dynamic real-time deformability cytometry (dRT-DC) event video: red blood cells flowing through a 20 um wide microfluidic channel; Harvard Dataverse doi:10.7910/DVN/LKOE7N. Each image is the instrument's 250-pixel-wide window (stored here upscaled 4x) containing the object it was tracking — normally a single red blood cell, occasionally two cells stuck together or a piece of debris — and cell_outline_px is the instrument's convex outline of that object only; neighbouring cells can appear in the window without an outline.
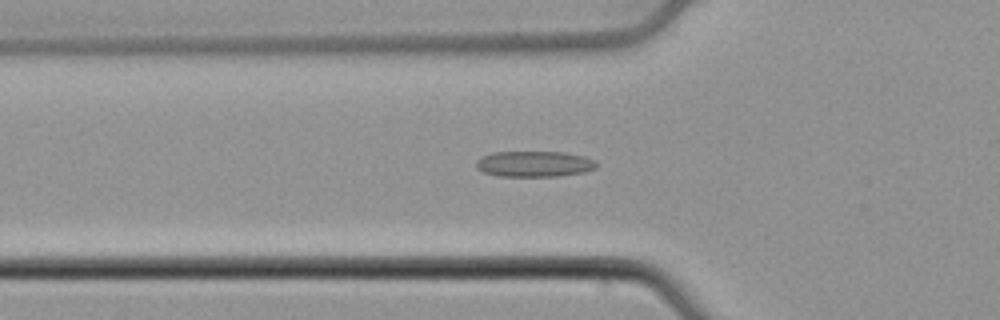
{"species": "common noctule bat (a hibernating species)", "species_latin": "Nyctalus noctula", "temperature_condition": "cold", "stored_images_in_passage": 54, "camera_frame_rate_fps": 3000, "um_per_image_px": 0.085, "animal": {"sex": "male", "body_mass_g": 21.5, "forearm_length_mm": 52.0}, "frame": {"image": 1, "passage_image": 19, "time_ms": 6.0, "image_size_px": [1000, 320], "cell_outline_px": [[596, 168], [584, 172], [556, 176], [500, 176], [484, 172], [476, 168], [476, 160], [492, 152], [564, 152], [584, 156], [596, 160]], "centroid_in_image_um": [45.42, 13.93], "position_along_channel_um": 80.4, "area_um2": 18.03}}
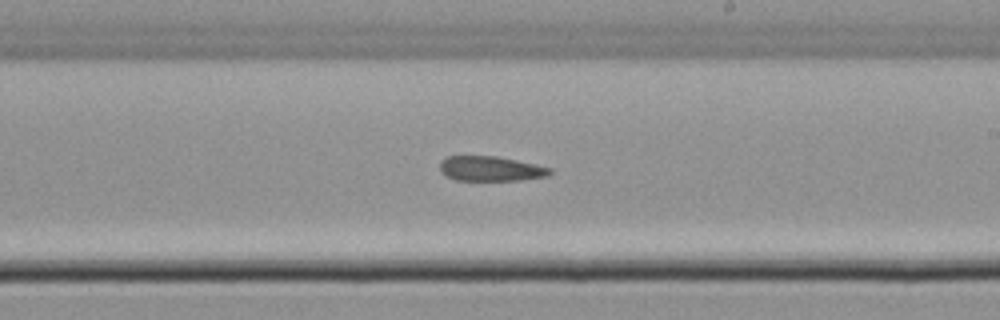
{"frame": {"image": 2, "passage_image": 32, "time_ms": 10.333, "image_size_px": [1000, 320], "cell_outline_px": [[552, 172], [548, 176], [520, 180], [456, 180], [440, 172], [440, 160], [448, 156], [496, 156], [516, 160], [552, 168]], "centroid_in_image_um": [41.7, 14.33], "position_along_channel_um": 247.3, "area_um2": 15.9}}
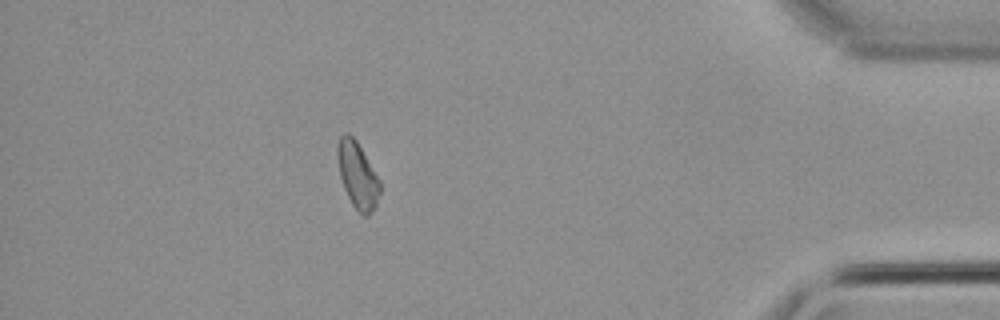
{"frame": {"image": 3, "passage_image": 48, "time_ms": 15.667, "image_size_px": [1000, 320], "cell_outline_px": [[380, 196], [376, 204], [368, 216], [364, 216], [352, 204], [344, 188], [340, 176], [336, 152], [336, 148], [340, 136], [344, 132], [348, 132], [356, 140], [380, 180]], "centroid_in_image_um": [30.38, 14.86], "position_along_channel_um": 404.8, "area_um2": 16.3}}